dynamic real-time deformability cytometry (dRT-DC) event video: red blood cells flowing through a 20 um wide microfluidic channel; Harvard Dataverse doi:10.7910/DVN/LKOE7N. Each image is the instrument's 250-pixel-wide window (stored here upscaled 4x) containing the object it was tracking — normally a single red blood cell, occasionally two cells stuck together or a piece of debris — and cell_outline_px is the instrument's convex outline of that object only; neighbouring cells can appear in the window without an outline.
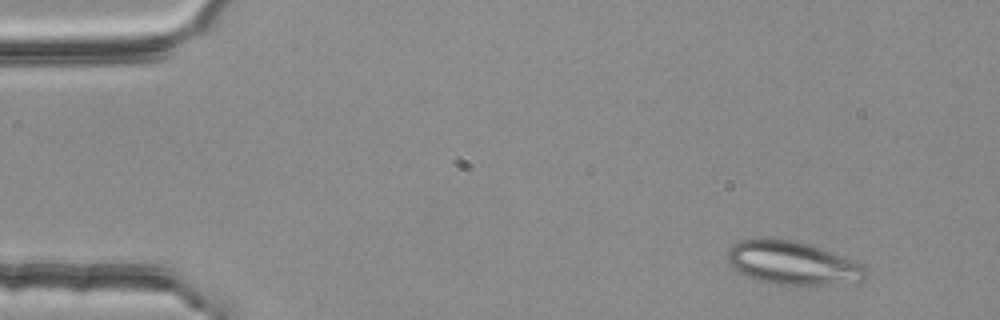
{"species": "common noctule bat (a hibernating species)", "species_latin": "Nyctalus noctula", "temperature_condition": "room temperature", "stored_images_in_passage": 5, "camera_frame_rate_fps": 3000, "um_per_image_px": 0.085, "animal": {"sex": "female", "body_mass_g": 25.1}, "frame": {"image": 1, "passage_image": 2, "time_ms": 0.333, "image_size_px": [1000, 320], "cell_outline_px": [[868, 276], [864, 280], [824, 284], [780, 284], [760, 280], [748, 276], [732, 268], [728, 264], [728, 252], [732, 244], [740, 240], [764, 236], [768, 236], [800, 240], [864, 264], [868, 268]], "centroid_in_image_um": [67.36, 22.29], "position_along_channel_um": 17.6, "area_um2": 35.32}}